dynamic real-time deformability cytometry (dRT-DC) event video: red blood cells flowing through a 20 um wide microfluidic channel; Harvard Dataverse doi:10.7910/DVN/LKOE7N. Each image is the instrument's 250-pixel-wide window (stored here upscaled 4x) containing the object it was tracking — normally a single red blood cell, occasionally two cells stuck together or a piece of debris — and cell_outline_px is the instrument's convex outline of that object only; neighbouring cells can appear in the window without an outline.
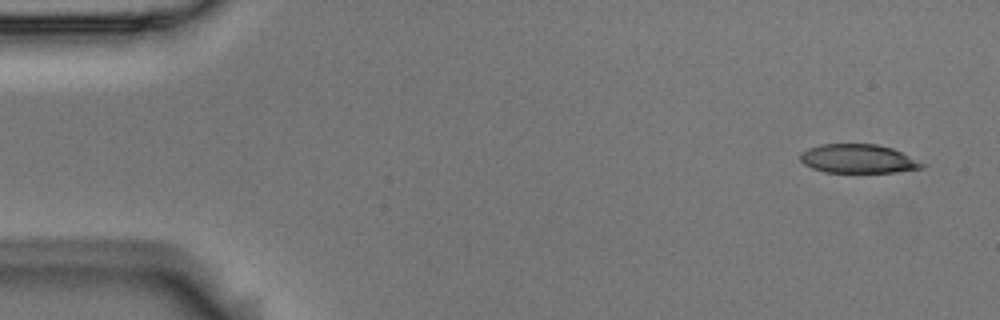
{"species": "Egyptian fruit bat (a non-hibernating species)", "species_latin": "Rousettus aegyptiacus", "temperature_condition": "room temperature", "stored_images_in_passage": 13, "camera_frame_rate_fps": 3000, "um_per_image_px": 0.085, "animal": {"sex": "male"}, "frame": {"image": 1, "passage_image": 1, "time_ms": 0.0, "image_size_px": [1000, 320], "cell_outline_px": [[928, 164], [924, 168], [896, 172], [824, 172], [812, 168], [804, 164], [800, 160], [800, 152], [808, 148], [820, 144], [876, 144], [892, 148]], "centroid_in_image_um": [72.96, 13.49], "position_along_channel_um": 12.0, "area_um2": 20.63}}